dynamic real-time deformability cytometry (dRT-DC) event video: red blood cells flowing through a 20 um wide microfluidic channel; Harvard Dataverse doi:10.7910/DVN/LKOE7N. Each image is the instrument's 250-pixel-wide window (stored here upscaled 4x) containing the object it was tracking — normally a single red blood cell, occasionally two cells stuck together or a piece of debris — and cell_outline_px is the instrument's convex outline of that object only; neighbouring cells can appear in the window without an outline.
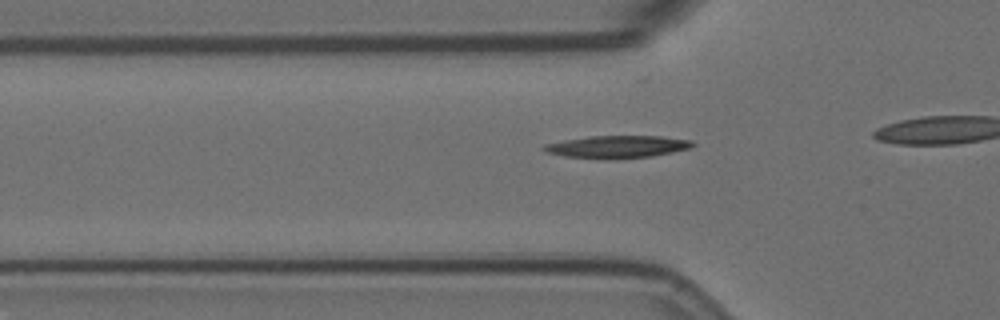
{"species": "Egyptian fruit bat (a non-hibernating species)", "species_latin": "Rousettus aegyptiacus", "temperature_condition": "room temperature", "stored_images_in_passage": 37, "camera_frame_rate_fps": 3000, "um_per_image_px": 0.085, "animal": {"sex": "female"}, "frame": {"image": 1, "passage_image": 11, "time_ms": 3.333, "image_size_px": [1000, 320], "cell_outline_px": [[696, 144], [692, 148], [652, 156], [616, 160], [564, 156], [548, 152], [540, 148], [544, 144], [564, 140], [588, 136], [660, 136], [692, 140]], "centroid_in_image_um": [52.49, 12.48], "position_along_channel_um": 73.3, "area_um2": 19.65}}
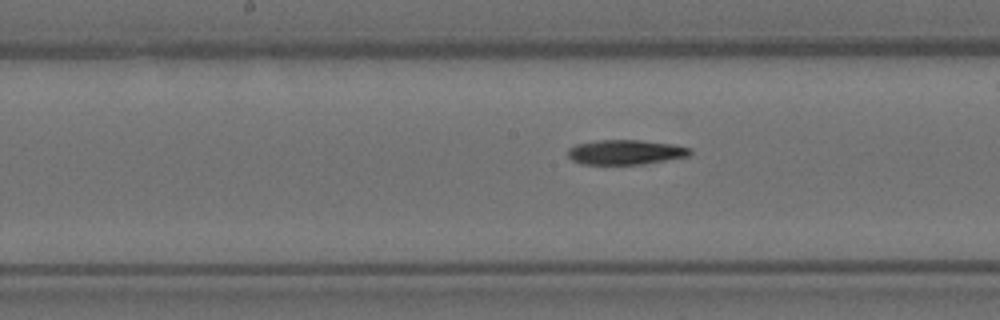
{"frame": {"image": 2, "passage_image": 21, "time_ms": 6.667, "image_size_px": [1000, 320], "cell_outline_px": [[692, 156], [644, 164], [580, 164], [572, 160], [568, 156], [568, 148], [576, 144], [600, 140], [640, 140], [672, 144], [692, 148]], "centroid_in_image_um": [53.21, 12.94], "position_along_channel_um": 195.0, "area_um2": 17.8}}
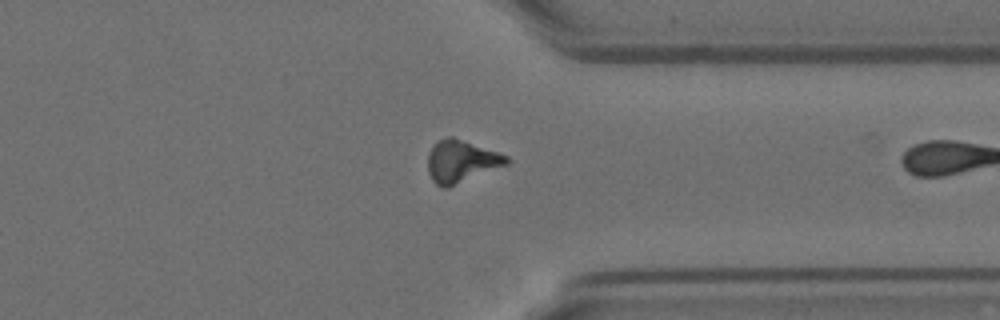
{"frame": {"image": 3, "passage_image": 36, "time_ms": 11.667, "image_size_px": [1000, 320], "cell_outline_px": [[508, 164], [448, 188], [444, 188], [436, 184], [432, 180], [428, 172], [428, 152], [436, 140], [448, 136], [452, 136], [508, 156]], "centroid_in_image_um": [39.16, 13.71], "position_along_channel_um": 372.2, "area_um2": 19.42}}